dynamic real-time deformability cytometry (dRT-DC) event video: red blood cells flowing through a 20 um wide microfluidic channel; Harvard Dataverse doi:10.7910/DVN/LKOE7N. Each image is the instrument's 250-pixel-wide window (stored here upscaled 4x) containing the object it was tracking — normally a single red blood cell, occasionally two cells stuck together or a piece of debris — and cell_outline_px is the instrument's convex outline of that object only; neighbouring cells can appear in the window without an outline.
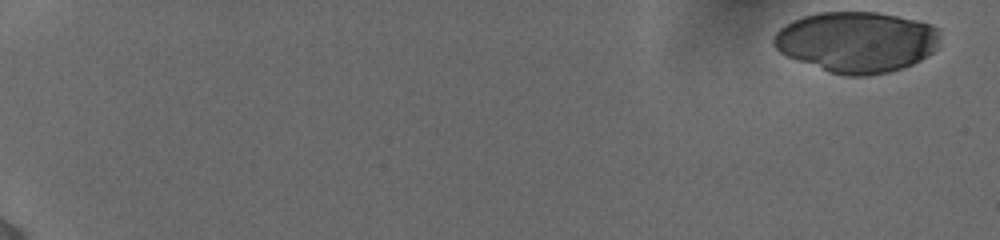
{"species": "human", "species_latin": "Homo sapiens", "temperature_condition": "cold", "stored_images_in_passage": 66, "camera_frame_rate_fps": 3000, "um_per_image_px": 0.085, "donor": {"sex": "female"}, "frame": {"image": 1, "passage_image": 1, "time_ms": 0.0, "image_size_px": [1000, 240], "cell_outline_px": [[940, 36], [936, 48], [928, 56], [904, 68], [888, 72], [868, 76], [844, 76], [828, 72], [788, 56], [780, 52], [772, 44], [772, 36], [784, 24], [792, 20], [816, 12], [876, 12], [916, 20], [932, 24], [940, 28]], "centroid_in_image_um": [72.82, 3.56], "position_along_channel_um": 12.2, "area_um2": 59.36}}
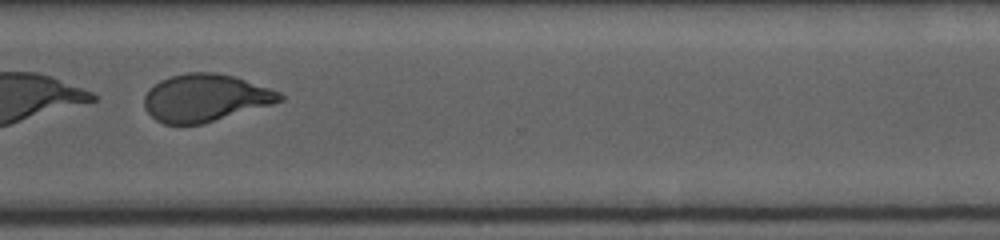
{"frame": {"image": 2, "passage_image": 56, "time_ms": 14.333, "image_size_px": [1000, 240], "cell_outline_px": [[284, 100], [272, 104], [200, 124], [164, 124], [156, 120], [144, 108], [144, 96], [160, 80], [168, 76], [188, 72], [216, 72], [232, 76], [280, 92], [284, 96]], "centroid_in_image_um": [17.42, 8.31], "position_along_channel_um": 353.2, "area_um2": 36.99}}